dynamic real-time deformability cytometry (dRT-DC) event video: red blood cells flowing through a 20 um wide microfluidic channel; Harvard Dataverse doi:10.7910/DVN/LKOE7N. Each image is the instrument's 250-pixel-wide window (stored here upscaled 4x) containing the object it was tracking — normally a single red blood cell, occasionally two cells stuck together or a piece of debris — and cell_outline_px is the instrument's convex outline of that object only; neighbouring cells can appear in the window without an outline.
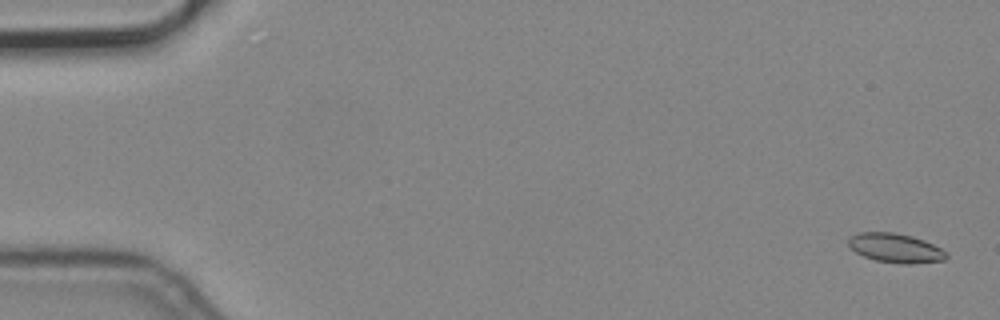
{"species": "common noctule bat (a hibernating species)", "species_latin": "Nyctalus noctula", "temperature_condition": "cold", "stored_images_in_passage": 5, "camera_frame_rate_fps": 3000, "um_per_image_px": 0.085, "animal": {"sex": "male", "body_mass_g": 19.2, "forearm_length_mm": 51.8}, "frame": {"image": 1, "passage_image": 1, "time_ms": 0.0, "image_size_px": [1000, 320], "cell_outline_px": [[948, 256], [944, 260], [912, 264], [904, 264], [876, 260], [864, 256], [856, 252], [848, 244], [848, 240], [852, 236], [860, 232], [896, 232], [912, 236], [924, 240], [948, 252]], "centroid_in_image_um": [76.15, 21.08], "position_along_channel_um": 8.9, "area_um2": 16.59}}
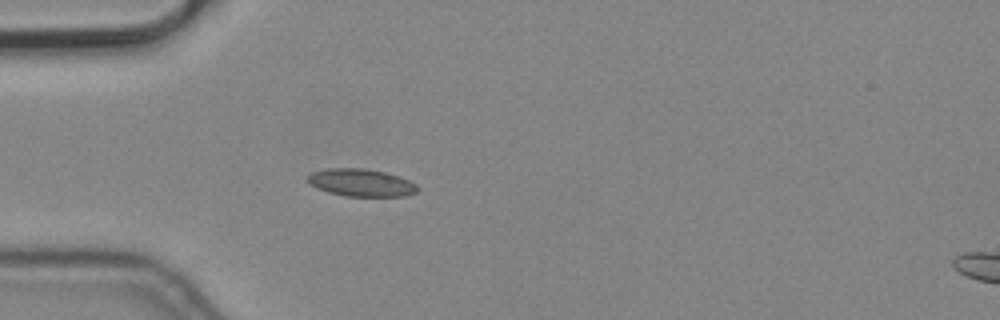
{"frame": {"image": 2, "passage_image": 5, "time_ms": 1.333, "image_size_px": [1000, 320], "cell_outline_px": [[420, 188], [416, 192], [404, 196], [344, 196], [328, 192], [316, 188], [304, 176], [312, 172], [328, 168], [364, 168], [384, 172], [400, 176], [416, 184]], "centroid_in_image_um": [30.69, 15.52], "position_along_channel_um": 54.3, "area_um2": 17.69}}